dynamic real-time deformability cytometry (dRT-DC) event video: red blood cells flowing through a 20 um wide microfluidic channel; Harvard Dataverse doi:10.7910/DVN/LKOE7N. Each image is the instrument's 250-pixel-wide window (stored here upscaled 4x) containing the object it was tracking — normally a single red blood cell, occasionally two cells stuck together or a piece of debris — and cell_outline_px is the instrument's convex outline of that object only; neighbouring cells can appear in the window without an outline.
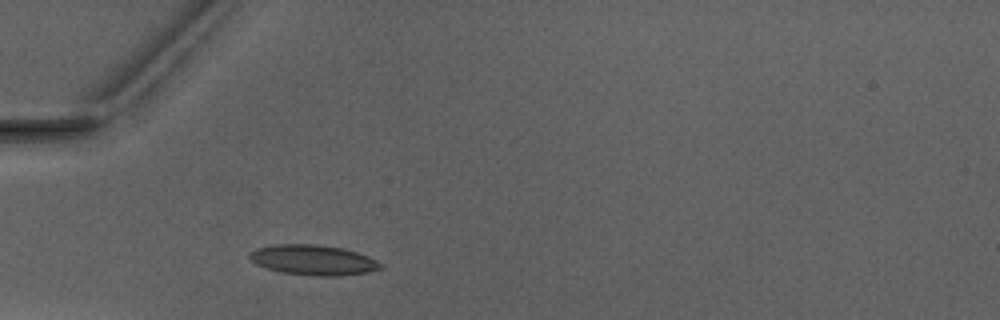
{"species": "Egyptian fruit bat (a non-hibernating species)", "species_latin": "Rousettus aegyptiacus", "temperature_condition": "warm", "stored_images_in_passage": 2, "camera_frame_rate_fps": 3000, "um_per_image_px": 0.085, "animal": {"sex": "male"}, "frame": {"image": 1, "passage_image": 2, "time_ms": 1.333, "image_size_px": [1000, 320], "cell_outline_px": [[384, 268], [368, 272], [336, 276], [316, 276], [280, 272], [256, 264], [248, 256], [248, 252], [256, 248], [272, 244], [316, 244], [344, 248], [356, 252], [376, 260]], "centroid_in_image_um": [26.59, 22.09], "position_along_channel_um": 58.4, "area_um2": 23.06}}